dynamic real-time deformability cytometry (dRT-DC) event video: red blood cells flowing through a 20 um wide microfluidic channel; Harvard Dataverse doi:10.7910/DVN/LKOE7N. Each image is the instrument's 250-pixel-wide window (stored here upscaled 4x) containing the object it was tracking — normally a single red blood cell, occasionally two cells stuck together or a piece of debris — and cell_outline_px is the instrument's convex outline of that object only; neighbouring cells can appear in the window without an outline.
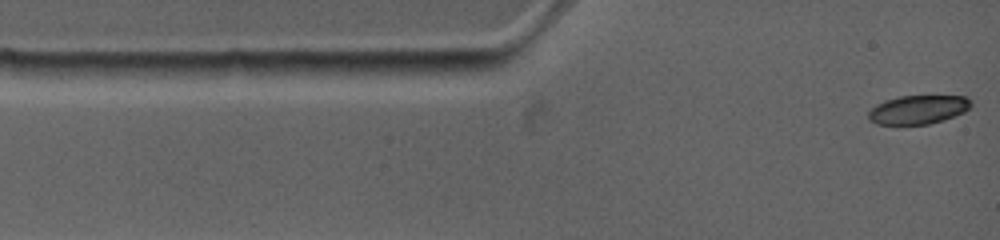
{"species": "common noctule bat (a hibernating species)", "species_latin": "Nyctalus noctula", "temperature_condition": "warm", "stored_images_in_passage": 73, "camera_frame_rate_fps": 4500, "um_per_image_px": 0.085, "animal": {"sex": "female", "body_mass_g": 19.0, "forearm_length_mm": 53.3}, "frame": {"image": 1, "passage_image": 1, "time_ms": 0.0, "image_size_px": [1000, 240], "cell_outline_px": [[968, 108], [952, 116], [928, 124], [880, 124], [872, 120], [868, 116], [880, 104], [888, 100], [904, 96], [964, 96], [968, 100]], "centroid_in_image_um": [78.06, 9.32], "position_along_channel_um": 6.9, "area_um2": 16.01}}
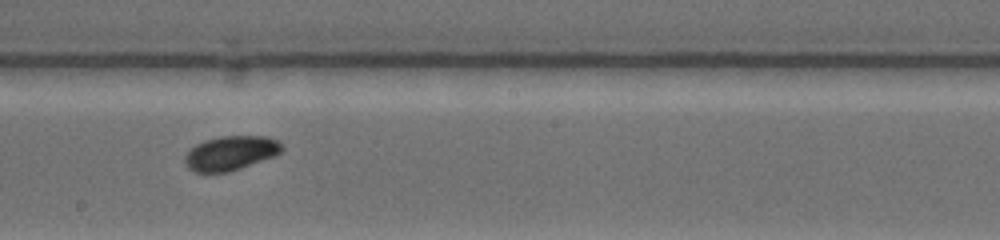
{"frame": {"image": 2, "passage_image": 31, "time_ms": 6.889, "image_size_px": [1000, 240], "cell_outline_px": [[280, 152], [272, 156], [240, 168], [228, 172], [196, 172], [188, 168], [188, 152], [192, 148], [208, 140], [224, 136], [264, 136], [276, 140], [280, 144]], "centroid_in_image_um": [19.63, 13.01], "position_along_channel_um": 228.6, "area_um2": 18.38}}
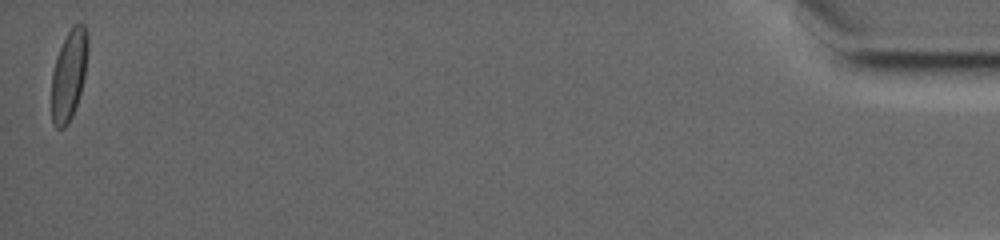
{"frame": {"image": 3, "passage_image": 71, "time_ms": 16.444, "image_size_px": [1000, 240], "cell_outline_px": [[88, 48], [84, 80], [72, 116], [68, 124], [64, 128], [56, 128], [52, 124], [52, 72], [56, 56], [72, 24], [80, 20], [84, 24], [88, 32]], "centroid_in_image_um": [5.87, 6.31], "position_along_channel_um": 429.3, "area_um2": 19.31}, "authors_computed_cell_mechanics": {"area_um2": 18.5538, "velocity_mm_per_s": 3.8307, "shape_relaxation_time_tau1_ms": 1.9634, "shape_relaxation_time_tau2_ms": null, "deformation_change_tau1": 0.0977, "deformation_change_tau2": null}}